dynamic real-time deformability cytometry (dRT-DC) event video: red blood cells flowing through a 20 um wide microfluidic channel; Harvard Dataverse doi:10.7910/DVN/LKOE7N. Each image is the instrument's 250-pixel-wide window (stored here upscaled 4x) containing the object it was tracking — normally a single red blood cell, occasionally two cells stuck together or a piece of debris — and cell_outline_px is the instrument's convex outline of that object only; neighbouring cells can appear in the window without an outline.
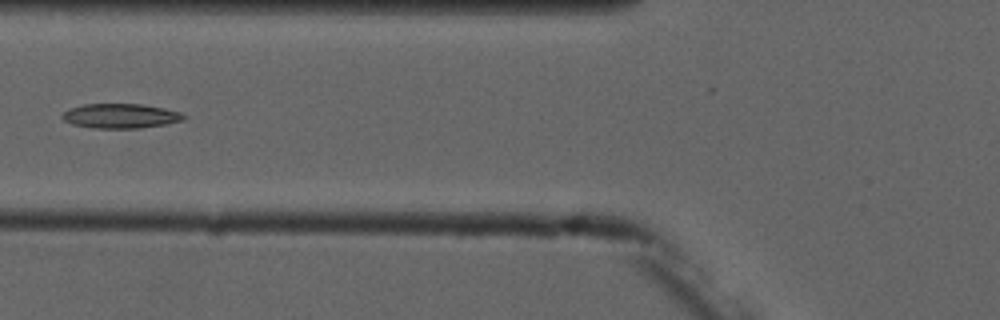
{"species": "common noctule bat (a hibernating species)", "species_latin": "Nyctalus noctula", "temperature_condition": "cold", "stored_images_in_passage": 6, "camera_frame_rate_fps": 3000, "um_per_image_px": 0.085, "animal": {"sex": "male", "forearm_length_mm": 52.5}, "frame": {"image": 1, "passage_image": 5, "time_ms": 5.0, "image_size_px": [1000, 320], "cell_outline_px": [[188, 116], [184, 120], [168, 124], [140, 128], [96, 128], [72, 124], [64, 120], [60, 116], [68, 108], [84, 104], [140, 104], [164, 108], [180, 112]], "centroid_in_image_um": [10.27, 9.85], "position_along_channel_um": 115.5, "area_um2": 17.51}}
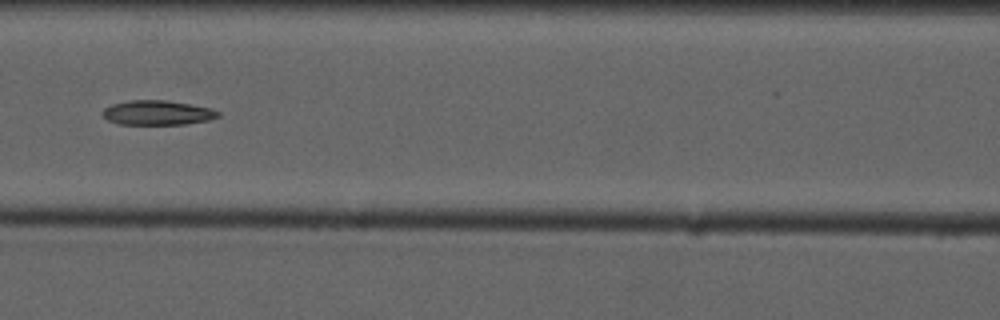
{"frame": {"image": 2, "passage_image": 6, "time_ms": 6.0, "image_size_px": [1000, 320], "cell_outline_px": [[220, 116], [208, 120], [184, 124], [120, 124], [108, 120], [100, 112], [104, 108], [112, 104], [128, 100], [164, 100], [188, 104], [208, 108], [220, 112]], "centroid_in_image_um": [13.34, 9.58], "position_along_channel_um": 153.3, "area_um2": 16.36}}